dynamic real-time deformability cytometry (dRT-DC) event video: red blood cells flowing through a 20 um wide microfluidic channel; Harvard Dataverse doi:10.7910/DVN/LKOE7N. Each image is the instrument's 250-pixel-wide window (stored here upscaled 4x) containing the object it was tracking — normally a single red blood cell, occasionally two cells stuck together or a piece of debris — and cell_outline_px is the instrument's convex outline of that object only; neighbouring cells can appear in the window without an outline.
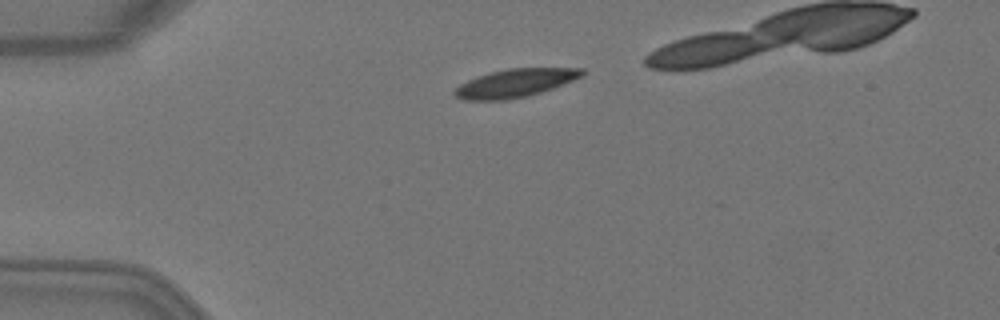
{"species": "Egyptian fruit bat (a non-hibernating species)", "species_latin": "Rousettus aegyptiacus", "temperature_condition": "warm", "stored_images_in_passage": 3, "camera_frame_rate_fps": 3000, "um_per_image_px": 0.085, "animal": {"sex": "female"}, "frame": {"image": 1, "passage_image": 1, "time_ms": 0.0, "image_size_px": [1000, 320], "cell_outline_px": [[588, 72], [584, 76], [564, 84], [528, 96], [508, 100], [464, 100], [456, 96], [452, 92], [460, 84], [476, 76], [508, 68], [584, 68]], "centroid_in_image_um": [43.83, 7.06], "position_along_channel_um": 41.2, "area_um2": 21.1}}